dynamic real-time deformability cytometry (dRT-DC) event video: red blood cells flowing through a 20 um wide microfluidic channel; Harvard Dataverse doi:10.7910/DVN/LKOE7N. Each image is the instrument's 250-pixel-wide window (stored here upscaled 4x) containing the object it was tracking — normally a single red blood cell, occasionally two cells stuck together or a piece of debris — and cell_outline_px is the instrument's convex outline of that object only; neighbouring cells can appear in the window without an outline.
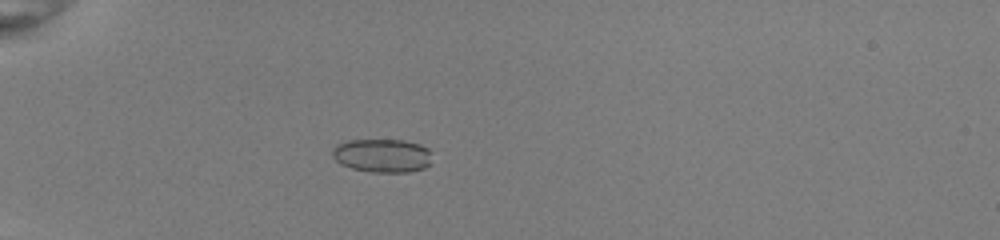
{"species": "common noctule bat (a hibernating species)", "species_latin": "Nyctalus noctula", "temperature_condition": "room temperature", "stored_images_in_passage": 45, "camera_frame_rate_fps": 3000, "um_per_image_px": 0.085, "animal": {"sex": "female", "body_mass_g": 22.0, "forearm_length_mm": 56.7}, "frame": {"image": 1, "passage_image": 10, "time_ms": 3.0, "image_size_px": [1000, 240], "cell_outline_px": [[428, 164], [424, 168], [408, 172], [372, 172], [352, 168], [340, 164], [332, 156], [332, 148], [336, 144], [348, 140], [404, 140], [420, 144], [428, 148]], "centroid_in_image_um": [32.43, 13.21], "position_along_channel_um": 52.6, "area_um2": 19.36}}
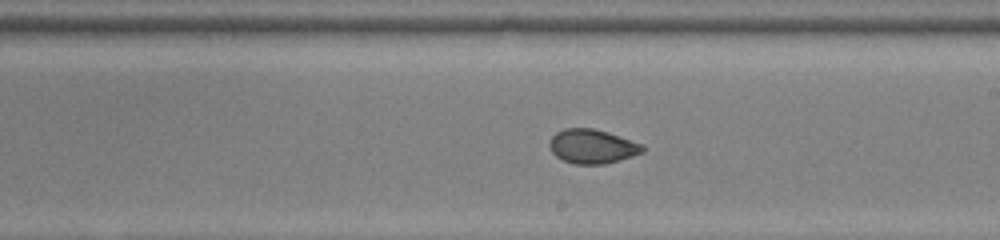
{"frame": {"image": 2, "passage_image": 26, "time_ms": 8.333, "image_size_px": [1000, 240], "cell_outline_px": [[644, 152], [632, 156], [604, 164], [576, 164], [564, 160], [556, 156], [552, 152], [548, 144], [552, 136], [556, 132], [564, 128], [592, 128], [608, 132], [644, 144]], "centroid_in_image_um": [50.35, 12.43], "position_along_channel_um": 238.7, "area_um2": 18.55}}
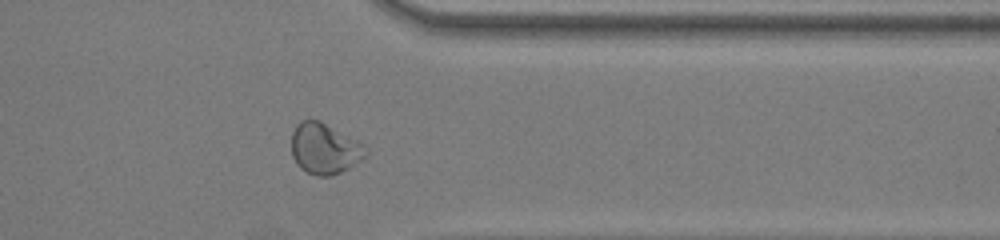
{"frame": {"image": 3, "passage_image": 37, "time_ms": 12.0, "image_size_px": [1000, 240], "cell_outline_px": [[368, 152], [360, 160], [348, 168], [332, 176], [316, 176], [300, 168], [296, 164], [292, 156], [292, 132], [296, 124], [300, 120], [320, 120], [360, 140]], "centroid_in_image_um": [27.58, 12.61], "position_along_channel_um": 383.8, "area_um2": 22.2}, "authors_computed_cell_mechanics": {"area_um2": 19.4786, "velocity_mm_per_s": 4.0029, "shape_relaxation_time_tau1_ms": 6.3122, "shape_relaxation_time_tau2_ms": 1.8217, "deformation_change_tau1": 0.0965, "deformation_change_tau2": 0.0472}}